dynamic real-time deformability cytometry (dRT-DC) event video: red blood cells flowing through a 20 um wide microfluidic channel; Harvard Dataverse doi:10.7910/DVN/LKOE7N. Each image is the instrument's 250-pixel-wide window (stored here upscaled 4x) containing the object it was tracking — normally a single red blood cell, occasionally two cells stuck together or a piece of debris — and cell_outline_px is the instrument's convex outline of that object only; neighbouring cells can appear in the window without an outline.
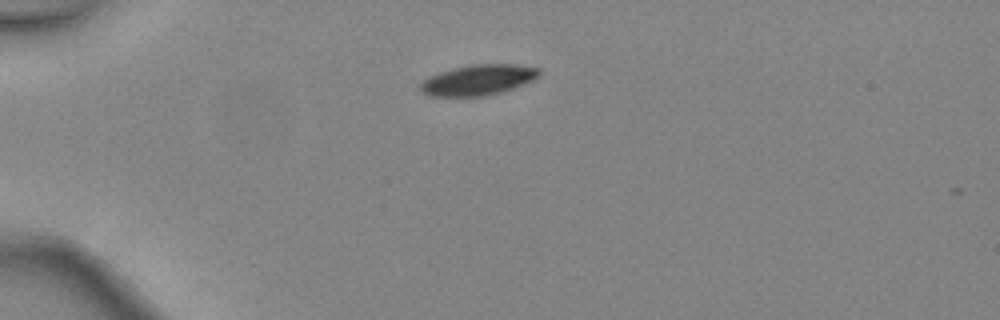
{"species": "common noctule bat (a hibernating species)", "species_latin": "Nyctalus noctula", "temperature_condition": "warm", "stored_images_in_passage": 2, "camera_frame_rate_fps": 3000, "um_per_image_px": 0.085, "animal": {"sex": "female", "body_mass_g": 24.6, "forearm_length_mm": 56.2}, "frame": {"image": 1, "passage_image": 1, "time_ms": 0.0, "image_size_px": [1000, 320], "cell_outline_px": [[540, 76], [524, 84], [488, 96], [428, 96], [420, 92], [420, 84], [428, 76], [452, 68], [472, 64], [516, 64], [540, 68]], "centroid_in_image_um": [40.63, 6.79], "position_along_channel_um": 44.4, "area_um2": 21.27}}